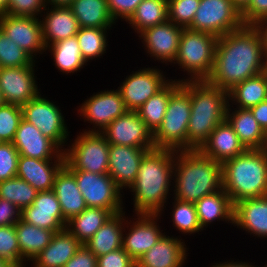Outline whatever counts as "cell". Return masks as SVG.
<instances>
[{
	"label": "cell",
	"mask_w": 267,
	"mask_h": 267,
	"mask_svg": "<svg viewBox=\"0 0 267 267\" xmlns=\"http://www.w3.org/2000/svg\"><path fill=\"white\" fill-rule=\"evenodd\" d=\"M97 267H136V262L121 247L97 257Z\"/></svg>",
	"instance_id": "681fc988"
},
{
	"label": "cell",
	"mask_w": 267,
	"mask_h": 267,
	"mask_svg": "<svg viewBox=\"0 0 267 267\" xmlns=\"http://www.w3.org/2000/svg\"><path fill=\"white\" fill-rule=\"evenodd\" d=\"M171 200L172 205L170 206H172V208L169 207V210H172L170 212L172 215V220H170V222L173 223V229H176L179 233L181 232L180 234L184 236L188 234L189 236H191V234L196 235V233L200 234L199 232H202L203 229L198 221L195 203L184 202L173 197Z\"/></svg>",
	"instance_id": "ab89813d"
},
{
	"label": "cell",
	"mask_w": 267,
	"mask_h": 267,
	"mask_svg": "<svg viewBox=\"0 0 267 267\" xmlns=\"http://www.w3.org/2000/svg\"><path fill=\"white\" fill-rule=\"evenodd\" d=\"M21 219L28 224L55 233L63 231L67 225L53 190L38 192L33 204L22 210Z\"/></svg>",
	"instance_id": "44dd1931"
},
{
	"label": "cell",
	"mask_w": 267,
	"mask_h": 267,
	"mask_svg": "<svg viewBox=\"0 0 267 267\" xmlns=\"http://www.w3.org/2000/svg\"><path fill=\"white\" fill-rule=\"evenodd\" d=\"M181 84V81L171 80L156 95L151 96L140 108L136 110L146 126L154 133L162 124L170 94Z\"/></svg>",
	"instance_id": "74e56055"
},
{
	"label": "cell",
	"mask_w": 267,
	"mask_h": 267,
	"mask_svg": "<svg viewBox=\"0 0 267 267\" xmlns=\"http://www.w3.org/2000/svg\"><path fill=\"white\" fill-rule=\"evenodd\" d=\"M222 187L233 204L267 196V148L247 149L222 163Z\"/></svg>",
	"instance_id": "5b68a950"
},
{
	"label": "cell",
	"mask_w": 267,
	"mask_h": 267,
	"mask_svg": "<svg viewBox=\"0 0 267 267\" xmlns=\"http://www.w3.org/2000/svg\"><path fill=\"white\" fill-rule=\"evenodd\" d=\"M198 221L203 230L215 221H224L234 225V204L223 187L214 193L202 197L196 203ZM228 221V222H227ZM230 223V224H229Z\"/></svg>",
	"instance_id": "f1b7e54d"
},
{
	"label": "cell",
	"mask_w": 267,
	"mask_h": 267,
	"mask_svg": "<svg viewBox=\"0 0 267 267\" xmlns=\"http://www.w3.org/2000/svg\"><path fill=\"white\" fill-rule=\"evenodd\" d=\"M184 28L167 20L164 23L145 29L138 37L146 55L158 63L173 65L179 48V41Z\"/></svg>",
	"instance_id": "ac0fdd59"
},
{
	"label": "cell",
	"mask_w": 267,
	"mask_h": 267,
	"mask_svg": "<svg viewBox=\"0 0 267 267\" xmlns=\"http://www.w3.org/2000/svg\"><path fill=\"white\" fill-rule=\"evenodd\" d=\"M19 156L12 142L0 144V182L16 177Z\"/></svg>",
	"instance_id": "bcb514c9"
},
{
	"label": "cell",
	"mask_w": 267,
	"mask_h": 267,
	"mask_svg": "<svg viewBox=\"0 0 267 267\" xmlns=\"http://www.w3.org/2000/svg\"><path fill=\"white\" fill-rule=\"evenodd\" d=\"M35 60L0 28V68L30 66Z\"/></svg>",
	"instance_id": "b9f144b4"
},
{
	"label": "cell",
	"mask_w": 267,
	"mask_h": 267,
	"mask_svg": "<svg viewBox=\"0 0 267 267\" xmlns=\"http://www.w3.org/2000/svg\"><path fill=\"white\" fill-rule=\"evenodd\" d=\"M250 111L254 115V118L257 120L260 127L267 134V100L251 107Z\"/></svg>",
	"instance_id": "db71d44e"
},
{
	"label": "cell",
	"mask_w": 267,
	"mask_h": 267,
	"mask_svg": "<svg viewBox=\"0 0 267 267\" xmlns=\"http://www.w3.org/2000/svg\"><path fill=\"white\" fill-rule=\"evenodd\" d=\"M45 7V0H8L6 14L40 18Z\"/></svg>",
	"instance_id": "7dc6e473"
},
{
	"label": "cell",
	"mask_w": 267,
	"mask_h": 267,
	"mask_svg": "<svg viewBox=\"0 0 267 267\" xmlns=\"http://www.w3.org/2000/svg\"><path fill=\"white\" fill-rule=\"evenodd\" d=\"M218 37L208 33L183 29L174 65L185 72L184 80H207L211 75Z\"/></svg>",
	"instance_id": "8992f818"
},
{
	"label": "cell",
	"mask_w": 267,
	"mask_h": 267,
	"mask_svg": "<svg viewBox=\"0 0 267 267\" xmlns=\"http://www.w3.org/2000/svg\"><path fill=\"white\" fill-rule=\"evenodd\" d=\"M0 28L35 61L40 55L47 54L40 18L4 14L0 15Z\"/></svg>",
	"instance_id": "2e32d148"
},
{
	"label": "cell",
	"mask_w": 267,
	"mask_h": 267,
	"mask_svg": "<svg viewBox=\"0 0 267 267\" xmlns=\"http://www.w3.org/2000/svg\"><path fill=\"white\" fill-rule=\"evenodd\" d=\"M8 11V0H0V15L6 14Z\"/></svg>",
	"instance_id": "91938a15"
},
{
	"label": "cell",
	"mask_w": 267,
	"mask_h": 267,
	"mask_svg": "<svg viewBox=\"0 0 267 267\" xmlns=\"http://www.w3.org/2000/svg\"><path fill=\"white\" fill-rule=\"evenodd\" d=\"M0 267H14V266L3 259H0Z\"/></svg>",
	"instance_id": "94428289"
},
{
	"label": "cell",
	"mask_w": 267,
	"mask_h": 267,
	"mask_svg": "<svg viewBox=\"0 0 267 267\" xmlns=\"http://www.w3.org/2000/svg\"><path fill=\"white\" fill-rule=\"evenodd\" d=\"M74 0H45L46 6L69 7Z\"/></svg>",
	"instance_id": "6f0895ef"
},
{
	"label": "cell",
	"mask_w": 267,
	"mask_h": 267,
	"mask_svg": "<svg viewBox=\"0 0 267 267\" xmlns=\"http://www.w3.org/2000/svg\"><path fill=\"white\" fill-rule=\"evenodd\" d=\"M157 66L132 71L118 86L128 110L136 111L151 96L161 91L172 79ZM165 74V75H164Z\"/></svg>",
	"instance_id": "4fadbf2b"
},
{
	"label": "cell",
	"mask_w": 267,
	"mask_h": 267,
	"mask_svg": "<svg viewBox=\"0 0 267 267\" xmlns=\"http://www.w3.org/2000/svg\"><path fill=\"white\" fill-rule=\"evenodd\" d=\"M64 267H97V256L82 244Z\"/></svg>",
	"instance_id": "816d5d0a"
},
{
	"label": "cell",
	"mask_w": 267,
	"mask_h": 267,
	"mask_svg": "<svg viewBox=\"0 0 267 267\" xmlns=\"http://www.w3.org/2000/svg\"><path fill=\"white\" fill-rule=\"evenodd\" d=\"M242 26L241 13L232 0H200L199 8L188 29L221 37Z\"/></svg>",
	"instance_id": "30bf717a"
},
{
	"label": "cell",
	"mask_w": 267,
	"mask_h": 267,
	"mask_svg": "<svg viewBox=\"0 0 267 267\" xmlns=\"http://www.w3.org/2000/svg\"><path fill=\"white\" fill-rule=\"evenodd\" d=\"M185 240L166 233L136 261V267H183L188 260Z\"/></svg>",
	"instance_id": "7402d4cb"
},
{
	"label": "cell",
	"mask_w": 267,
	"mask_h": 267,
	"mask_svg": "<svg viewBox=\"0 0 267 267\" xmlns=\"http://www.w3.org/2000/svg\"><path fill=\"white\" fill-rule=\"evenodd\" d=\"M265 100H267V70L236 84L228 91L231 107L250 109Z\"/></svg>",
	"instance_id": "836d02e7"
},
{
	"label": "cell",
	"mask_w": 267,
	"mask_h": 267,
	"mask_svg": "<svg viewBox=\"0 0 267 267\" xmlns=\"http://www.w3.org/2000/svg\"><path fill=\"white\" fill-rule=\"evenodd\" d=\"M126 211L113 214L84 245L97 257L122 247Z\"/></svg>",
	"instance_id": "1f68e13d"
},
{
	"label": "cell",
	"mask_w": 267,
	"mask_h": 267,
	"mask_svg": "<svg viewBox=\"0 0 267 267\" xmlns=\"http://www.w3.org/2000/svg\"><path fill=\"white\" fill-rule=\"evenodd\" d=\"M81 245L65 228L53 235L49 245L31 262V267H64Z\"/></svg>",
	"instance_id": "f546056e"
},
{
	"label": "cell",
	"mask_w": 267,
	"mask_h": 267,
	"mask_svg": "<svg viewBox=\"0 0 267 267\" xmlns=\"http://www.w3.org/2000/svg\"><path fill=\"white\" fill-rule=\"evenodd\" d=\"M75 175L78 188L82 193L87 207L103 208L113 214L125 210L124 194L108 173L98 174L83 170H70ZM124 209V210H123Z\"/></svg>",
	"instance_id": "8fae6325"
},
{
	"label": "cell",
	"mask_w": 267,
	"mask_h": 267,
	"mask_svg": "<svg viewBox=\"0 0 267 267\" xmlns=\"http://www.w3.org/2000/svg\"><path fill=\"white\" fill-rule=\"evenodd\" d=\"M53 191L66 221H69L87 208L84 197L75 180V175L65 165L55 177Z\"/></svg>",
	"instance_id": "83f0119b"
},
{
	"label": "cell",
	"mask_w": 267,
	"mask_h": 267,
	"mask_svg": "<svg viewBox=\"0 0 267 267\" xmlns=\"http://www.w3.org/2000/svg\"><path fill=\"white\" fill-rule=\"evenodd\" d=\"M15 229L20 247V267L29 266L34 258L49 245L55 234L54 231L28 224L22 219L15 224Z\"/></svg>",
	"instance_id": "4dcf8cb0"
},
{
	"label": "cell",
	"mask_w": 267,
	"mask_h": 267,
	"mask_svg": "<svg viewBox=\"0 0 267 267\" xmlns=\"http://www.w3.org/2000/svg\"><path fill=\"white\" fill-rule=\"evenodd\" d=\"M151 149L125 145H109L108 175L125 195L134 185L144 154ZM124 190V191H123Z\"/></svg>",
	"instance_id": "d6986e66"
},
{
	"label": "cell",
	"mask_w": 267,
	"mask_h": 267,
	"mask_svg": "<svg viewBox=\"0 0 267 267\" xmlns=\"http://www.w3.org/2000/svg\"><path fill=\"white\" fill-rule=\"evenodd\" d=\"M77 134L73 141H68L64 151L65 166L69 170H83L98 174L108 173L110 144L104 135L84 131Z\"/></svg>",
	"instance_id": "ba28073f"
},
{
	"label": "cell",
	"mask_w": 267,
	"mask_h": 267,
	"mask_svg": "<svg viewBox=\"0 0 267 267\" xmlns=\"http://www.w3.org/2000/svg\"><path fill=\"white\" fill-rule=\"evenodd\" d=\"M175 152L154 148L144 154L135 183L129 190L133 195V213L163 216L172 195Z\"/></svg>",
	"instance_id": "7a4b0ae2"
},
{
	"label": "cell",
	"mask_w": 267,
	"mask_h": 267,
	"mask_svg": "<svg viewBox=\"0 0 267 267\" xmlns=\"http://www.w3.org/2000/svg\"><path fill=\"white\" fill-rule=\"evenodd\" d=\"M77 107V113L82 117L80 119L94 125L82 130L84 132L101 133L113 120L128 111L118 89L94 93Z\"/></svg>",
	"instance_id": "7c38bea8"
},
{
	"label": "cell",
	"mask_w": 267,
	"mask_h": 267,
	"mask_svg": "<svg viewBox=\"0 0 267 267\" xmlns=\"http://www.w3.org/2000/svg\"><path fill=\"white\" fill-rule=\"evenodd\" d=\"M40 19L45 46L76 36L80 28L70 7L46 6Z\"/></svg>",
	"instance_id": "d4e9b609"
},
{
	"label": "cell",
	"mask_w": 267,
	"mask_h": 267,
	"mask_svg": "<svg viewBox=\"0 0 267 267\" xmlns=\"http://www.w3.org/2000/svg\"><path fill=\"white\" fill-rule=\"evenodd\" d=\"M248 262H249L248 260L247 262H244L242 260L239 261V259L234 261L230 258L229 260L227 259V261L224 260L223 262H219V263L215 262L214 265L212 264L210 267H259L258 265L257 266L254 265L255 263H252V262L248 263Z\"/></svg>",
	"instance_id": "9f6ffc18"
},
{
	"label": "cell",
	"mask_w": 267,
	"mask_h": 267,
	"mask_svg": "<svg viewBox=\"0 0 267 267\" xmlns=\"http://www.w3.org/2000/svg\"><path fill=\"white\" fill-rule=\"evenodd\" d=\"M21 119V106L9 103L0 106V139L2 142H13Z\"/></svg>",
	"instance_id": "ee69618b"
},
{
	"label": "cell",
	"mask_w": 267,
	"mask_h": 267,
	"mask_svg": "<svg viewBox=\"0 0 267 267\" xmlns=\"http://www.w3.org/2000/svg\"><path fill=\"white\" fill-rule=\"evenodd\" d=\"M13 145L19 155L41 160L65 159L64 152L33 124L23 118L19 122Z\"/></svg>",
	"instance_id": "ffe728a7"
},
{
	"label": "cell",
	"mask_w": 267,
	"mask_h": 267,
	"mask_svg": "<svg viewBox=\"0 0 267 267\" xmlns=\"http://www.w3.org/2000/svg\"><path fill=\"white\" fill-rule=\"evenodd\" d=\"M200 0H168V20L188 29L191 26Z\"/></svg>",
	"instance_id": "7bdbcfd3"
},
{
	"label": "cell",
	"mask_w": 267,
	"mask_h": 267,
	"mask_svg": "<svg viewBox=\"0 0 267 267\" xmlns=\"http://www.w3.org/2000/svg\"><path fill=\"white\" fill-rule=\"evenodd\" d=\"M168 20V0H143L126 22L137 35Z\"/></svg>",
	"instance_id": "8d00e7d4"
},
{
	"label": "cell",
	"mask_w": 267,
	"mask_h": 267,
	"mask_svg": "<svg viewBox=\"0 0 267 267\" xmlns=\"http://www.w3.org/2000/svg\"><path fill=\"white\" fill-rule=\"evenodd\" d=\"M181 85L191 100L187 150H199L211 132L226 119L228 91L207 80H184Z\"/></svg>",
	"instance_id": "277c9868"
},
{
	"label": "cell",
	"mask_w": 267,
	"mask_h": 267,
	"mask_svg": "<svg viewBox=\"0 0 267 267\" xmlns=\"http://www.w3.org/2000/svg\"><path fill=\"white\" fill-rule=\"evenodd\" d=\"M21 212L13 203L0 198V226L15 225L21 219Z\"/></svg>",
	"instance_id": "f5cc1de1"
},
{
	"label": "cell",
	"mask_w": 267,
	"mask_h": 267,
	"mask_svg": "<svg viewBox=\"0 0 267 267\" xmlns=\"http://www.w3.org/2000/svg\"><path fill=\"white\" fill-rule=\"evenodd\" d=\"M244 26H253L261 19L267 18V0H250L240 12Z\"/></svg>",
	"instance_id": "f907efd6"
},
{
	"label": "cell",
	"mask_w": 267,
	"mask_h": 267,
	"mask_svg": "<svg viewBox=\"0 0 267 267\" xmlns=\"http://www.w3.org/2000/svg\"><path fill=\"white\" fill-rule=\"evenodd\" d=\"M79 27L112 29L113 20L107 0H74L69 6Z\"/></svg>",
	"instance_id": "d6a6232c"
},
{
	"label": "cell",
	"mask_w": 267,
	"mask_h": 267,
	"mask_svg": "<svg viewBox=\"0 0 267 267\" xmlns=\"http://www.w3.org/2000/svg\"><path fill=\"white\" fill-rule=\"evenodd\" d=\"M109 144L154 149L153 132L136 111L128 110L101 132Z\"/></svg>",
	"instance_id": "e0dca14e"
},
{
	"label": "cell",
	"mask_w": 267,
	"mask_h": 267,
	"mask_svg": "<svg viewBox=\"0 0 267 267\" xmlns=\"http://www.w3.org/2000/svg\"><path fill=\"white\" fill-rule=\"evenodd\" d=\"M37 193L28 182L17 176L0 182V198L13 203L20 210L32 205Z\"/></svg>",
	"instance_id": "60d3db41"
},
{
	"label": "cell",
	"mask_w": 267,
	"mask_h": 267,
	"mask_svg": "<svg viewBox=\"0 0 267 267\" xmlns=\"http://www.w3.org/2000/svg\"><path fill=\"white\" fill-rule=\"evenodd\" d=\"M134 216L132 215V218L127 216L125 221L122 248L136 262L165 232L163 233L164 230H161L162 227L159 225L162 218L159 214H134Z\"/></svg>",
	"instance_id": "5bb4252c"
},
{
	"label": "cell",
	"mask_w": 267,
	"mask_h": 267,
	"mask_svg": "<svg viewBox=\"0 0 267 267\" xmlns=\"http://www.w3.org/2000/svg\"><path fill=\"white\" fill-rule=\"evenodd\" d=\"M246 150L226 119L211 132L207 141L199 149L204 156L221 164Z\"/></svg>",
	"instance_id": "484cf974"
},
{
	"label": "cell",
	"mask_w": 267,
	"mask_h": 267,
	"mask_svg": "<svg viewBox=\"0 0 267 267\" xmlns=\"http://www.w3.org/2000/svg\"><path fill=\"white\" fill-rule=\"evenodd\" d=\"M232 3L241 12L250 3V0H232Z\"/></svg>",
	"instance_id": "680465c9"
},
{
	"label": "cell",
	"mask_w": 267,
	"mask_h": 267,
	"mask_svg": "<svg viewBox=\"0 0 267 267\" xmlns=\"http://www.w3.org/2000/svg\"><path fill=\"white\" fill-rule=\"evenodd\" d=\"M0 259L20 267V247L15 225L0 226Z\"/></svg>",
	"instance_id": "f6af8a7d"
},
{
	"label": "cell",
	"mask_w": 267,
	"mask_h": 267,
	"mask_svg": "<svg viewBox=\"0 0 267 267\" xmlns=\"http://www.w3.org/2000/svg\"><path fill=\"white\" fill-rule=\"evenodd\" d=\"M253 27L260 36L263 52L267 58V18L259 20L253 25Z\"/></svg>",
	"instance_id": "11a10c76"
},
{
	"label": "cell",
	"mask_w": 267,
	"mask_h": 267,
	"mask_svg": "<svg viewBox=\"0 0 267 267\" xmlns=\"http://www.w3.org/2000/svg\"><path fill=\"white\" fill-rule=\"evenodd\" d=\"M222 188V164L204 156L199 150L176 151L172 197L196 203Z\"/></svg>",
	"instance_id": "3957f363"
},
{
	"label": "cell",
	"mask_w": 267,
	"mask_h": 267,
	"mask_svg": "<svg viewBox=\"0 0 267 267\" xmlns=\"http://www.w3.org/2000/svg\"><path fill=\"white\" fill-rule=\"evenodd\" d=\"M109 31L111 29L79 28L76 37L82 56L87 63L94 59L99 60V58H103L109 46L107 40Z\"/></svg>",
	"instance_id": "f35d334b"
},
{
	"label": "cell",
	"mask_w": 267,
	"mask_h": 267,
	"mask_svg": "<svg viewBox=\"0 0 267 267\" xmlns=\"http://www.w3.org/2000/svg\"><path fill=\"white\" fill-rule=\"evenodd\" d=\"M191 100L180 84L171 94L162 124L153 133L155 148L175 151L187 150L188 123Z\"/></svg>",
	"instance_id": "52a82bcc"
},
{
	"label": "cell",
	"mask_w": 267,
	"mask_h": 267,
	"mask_svg": "<svg viewBox=\"0 0 267 267\" xmlns=\"http://www.w3.org/2000/svg\"><path fill=\"white\" fill-rule=\"evenodd\" d=\"M65 159L41 160L20 155L16 176L28 182L38 192L53 190L57 173Z\"/></svg>",
	"instance_id": "cb8c5ba5"
},
{
	"label": "cell",
	"mask_w": 267,
	"mask_h": 267,
	"mask_svg": "<svg viewBox=\"0 0 267 267\" xmlns=\"http://www.w3.org/2000/svg\"><path fill=\"white\" fill-rule=\"evenodd\" d=\"M143 0H107L110 14L113 20L118 22V19L127 22L134 14L137 6Z\"/></svg>",
	"instance_id": "c3c4849f"
},
{
	"label": "cell",
	"mask_w": 267,
	"mask_h": 267,
	"mask_svg": "<svg viewBox=\"0 0 267 267\" xmlns=\"http://www.w3.org/2000/svg\"><path fill=\"white\" fill-rule=\"evenodd\" d=\"M113 213L107 209L87 207L67 221L66 229L84 244L104 225Z\"/></svg>",
	"instance_id": "d590c367"
},
{
	"label": "cell",
	"mask_w": 267,
	"mask_h": 267,
	"mask_svg": "<svg viewBox=\"0 0 267 267\" xmlns=\"http://www.w3.org/2000/svg\"><path fill=\"white\" fill-rule=\"evenodd\" d=\"M226 120L246 149L267 148V134L260 127L250 109L231 108L228 103Z\"/></svg>",
	"instance_id": "4316f807"
},
{
	"label": "cell",
	"mask_w": 267,
	"mask_h": 267,
	"mask_svg": "<svg viewBox=\"0 0 267 267\" xmlns=\"http://www.w3.org/2000/svg\"><path fill=\"white\" fill-rule=\"evenodd\" d=\"M267 70L261 39L253 26H242L218 37L214 66L207 81L229 91L236 84Z\"/></svg>",
	"instance_id": "6da1fadb"
},
{
	"label": "cell",
	"mask_w": 267,
	"mask_h": 267,
	"mask_svg": "<svg viewBox=\"0 0 267 267\" xmlns=\"http://www.w3.org/2000/svg\"><path fill=\"white\" fill-rule=\"evenodd\" d=\"M40 93L37 97L23 105L22 118L35 125L42 134L52 140L63 152L70 139V132L63 110L56 102L47 99Z\"/></svg>",
	"instance_id": "9c48e42d"
},
{
	"label": "cell",
	"mask_w": 267,
	"mask_h": 267,
	"mask_svg": "<svg viewBox=\"0 0 267 267\" xmlns=\"http://www.w3.org/2000/svg\"><path fill=\"white\" fill-rule=\"evenodd\" d=\"M45 51L51 53L53 65L64 75H73L88 65L82 56L76 36L46 46Z\"/></svg>",
	"instance_id": "e575fe53"
},
{
	"label": "cell",
	"mask_w": 267,
	"mask_h": 267,
	"mask_svg": "<svg viewBox=\"0 0 267 267\" xmlns=\"http://www.w3.org/2000/svg\"><path fill=\"white\" fill-rule=\"evenodd\" d=\"M37 62L30 66L0 68V91L4 103L22 107L40 94L35 75Z\"/></svg>",
	"instance_id": "9a60e30c"
},
{
	"label": "cell",
	"mask_w": 267,
	"mask_h": 267,
	"mask_svg": "<svg viewBox=\"0 0 267 267\" xmlns=\"http://www.w3.org/2000/svg\"><path fill=\"white\" fill-rule=\"evenodd\" d=\"M4 104L3 96L0 91V106Z\"/></svg>",
	"instance_id": "6125c7cd"
},
{
	"label": "cell",
	"mask_w": 267,
	"mask_h": 267,
	"mask_svg": "<svg viewBox=\"0 0 267 267\" xmlns=\"http://www.w3.org/2000/svg\"><path fill=\"white\" fill-rule=\"evenodd\" d=\"M256 238H267V196L246 198L234 204V225Z\"/></svg>",
	"instance_id": "603a6c76"
}]
</instances>
